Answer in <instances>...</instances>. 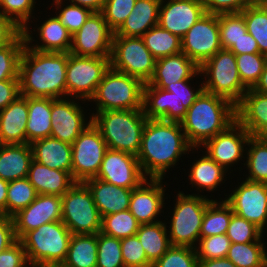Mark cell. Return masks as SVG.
I'll use <instances>...</instances> for the list:
<instances>
[{"label": "cell", "mask_w": 267, "mask_h": 267, "mask_svg": "<svg viewBox=\"0 0 267 267\" xmlns=\"http://www.w3.org/2000/svg\"><path fill=\"white\" fill-rule=\"evenodd\" d=\"M245 179L267 183V137L250 136L245 153Z\"/></svg>", "instance_id": "d590c367"}, {"label": "cell", "mask_w": 267, "mask_h": 267, "mask_svg": "<svg viewBox=\"0 0 267 267\" xmlns=\"http://www.w3.org/2000/svg\"><path fill=\"white\" fill-rule=\"evenodd\" d=\"M114 32L101 12H93L72 35L71 54L86 57H110Z\"/></svg>", "instance_id": "e0dca14e"}, {"label": "cell", "mask_w": 267, "mask_h": 267, "mask_svg": "<svg viewBox=\"0 0 267 267\" xmlns=\"http://www.w3.org/2000/svg\"><path fill=\"white\" fill-rule=\"evenodd\" d=\"M51 6H55V16L73 35L86 22L93 13L90 9L79 5L68 4L64 0H52ZM67 5H66V4ZM65 6V7H64ZM58 10V11H57ZM57 11V12H56Z\"/></svg>", "instance_id": "f6af8a7d"}, {"label": "cell", "mask_w": 267, "mask_h": 267, "mask_svg": "<svg viewBox=\"0 0 267 267\" xmlns=\"http://www.w3.org/2000/svg\"><path fill=\"white\" fill-rule=\"evenodd\" d=\"M141 38L156 60L182 52L181 38L159 24L150 28Z\"/></svg>", "instance_id": "8d00e7d4"}, {"label": "cell", "mask_w": 267, "mask_h": 267, "mask_svg": "<svg viewBox=\"0 0 267 267\" xmlns=\"http://www.w3.org/2000/svg\"><path fill=\"white\" fill-rule=\"evenodd\" d=\"M144 85L141 80L109 67L89 101L96 106L93 113L142 109Z\"/></svg>", "instance_id": "52a82bcc"}, {"label": "cell", "mask_w": 267, "mask_h": 267, "mask_svg": "<svg viewBox=\"0 0 267 267\" xmlns=\"http://www.w3.org/2000/svg\"><path fill=\"white\" fill-rule=\"evenodd\" d=\"M95 178L127 189H135L147 179L135 155L109 148Z\"/></svg>", "instance_id": "ac0fdd59"}, {"label": "cell", "mask_w": 267, "mask_h": 267, "mask_svg": "<svg viewBox=\"0 0 267 267\" xmlns=\"http://www.w3.org/2000/svg\"><path fill=\"white\" fill-rule=\"evenodd\" d=\"M68 3L79 5L90 9L92 12H101L105 3V0H64Z\"/></svg>", "instance_id": "be15d7a7"}, {"label": "cell", "mask_w": 267, "mask_h": 267, "mask_svg": "<svg viewBox=\"0 0 267 267\" xmlns=\"http://www.w3.org/2000/svg\"><path fill=\"white\" fill-rule=\"evenodd\" d=\"M251 4H261L264 0H248Z\"/></svg>", "instance_id": "a7ac6f4b"}, {"label": "cell", "mask_w": 267, "mask_h": 267, "mask_svg": "<svg viewBox=\"0 0 267 267\" xmlns=\"http://www.w3.org/2000/svg\"><path fill=\"white\" fill-rule=\"evenodd\" d=\"M26 252L20 240L0 253V267H29Z\"/></svg>", "instance_id": "6f0895ef"}, {"label": "cell", "mask_w": 267, "mask_h": 267, "mask_svg": "<svg viewBox=\"0 0 267 267\" xmlns=\"http://www.w3.org/2000/svg\"><path fill=\"white\" fill-rule=\"evenodd\" d=\"M241 14L244 16L247 32L259 46V52L267 56V11L261 4H251Z\"/></svg>", "instance_id": "60d3db41"}, {"label": "cell", "mask_w": 267, "mask_h": 267, "mask_svg": "<svg viewBox=\"0 0 267 267\" xmlns=\"http://www.w3.org/2000/svg\"><path fill=\"white\" fill-rule=\"evenodd\" d=\"M72 145V177L84 182L97 176L108 147L100 131L91 122Z\"/></svg>", "instance_id": "7c38bea8"}, {"label": "cell", "mask_w": 267, "mask_h": 267, "mask_svg": "<svg viewBox=\"0 0 267 267\" xmlns=\"http://www.w3.org/2000/svg\"><path fill=\"white\" fill-rule=\"evenodd\" d=\"M194 83L193 78L189 80H182L176 83H171L167 85L164 89L174 93L177 99V122H181L186 116L188 108L195 102L196 98L204 90L203 81L198 83L197 87L193 86L191 82ZM201 84V85H200ZM192 86V87H191Z\"/></svg>", "instance_id": "bcb514c9"}, {"label": "cell", "mask_w": 267, "mask_h": 267, "mask_svg": "<svg viewBox=\"0 0 267 267\" xmlns=\"http://www.w3.org/2000/svg\"><path fill=\"white\" fill-rule=\"evenodd\" d=\"M264 241L231 243L226 258L237 267H267V247Z\"/></svg>", "instance_id": "f35d334b"}, {"label": "cell", "mask_w": 267, "mask_h": 267, "mask_svg": "<svg viewBox=\"0 0 267 267\" xmlns=\"http://www.w3.org/2000/svg\"><path fill=\"white\" fill-rule=\"evenodd\" d=\"M196 249L188 246H171L152 267H197Z\"/></svg>", "instance_id": "816d5d0a"}, {"label": "cell", "mask_w": 267, "mask_h": 267, "mask_svg": "<svg viewBox=\"0 0 267 267\" xmlns=\"http://www.w3.org/2000/svg\"><path fill=\"white\" fill-rule=\"evenodd\" d=\"M9 182L0 178V215L6 216V202Z\"/></svg>", "instance_id": "03108f58"}, {"label": "cell", "mask_w": 267, "mask_h": 267, "mask_svg": "<svg viewBox=\"0 0 267 267\" xmlns=\"http://www.w3.org/2000/svg\"><path fill=\"white\" fill-rule=\"evenodd\" d=\"M51 124V98L28 97L26 143L50 137Z\"/></svg>", "instance_id": "d6a6232c"}, {"label": "cell", "mask_w": 267, "mask_h": 267, "mask_svg": "<svg viewBox=\"0 0 267 267\" xmlns=\"http://www.w3.org/2000/svg\"><path fill=\"white\" fill-rule=\"evenodd\" d=\"M197 267H237L232 261L224 258L198 260Z\"/></svg>", "instance_id": "e7e4bbea"}, {"label": "cell", "mask_w": 267, "mask_h": 267, "mask_svg": "<svg viewBox=\"0 0 267 267\" xmlns=\"http://www.w3.org/2000/svg\"><path fill=\"white\" fill-rule=\"evenodd\" d=\"M25 46L21 32L10 44L0 48V81L19 79V63Z\"/></svg>", "instance_id": "7bdbcfd3"}, {"label": "cell", "mask_w": 267, "mask_h": 267, "mask_svg": "<svg viewBox=\"0 0 267 267\" xmlns=\"http://www.w3.org/2000/svg\"><path fill=\"white\" fill-rule=\"evenodd\" d=\"M236 120L251 136H267V94L249 88L236 105Z\"/></svg>", "instance_id": "cb8c5ba5"}, {"label": "cell", "mask_w": 267, "mask_h": 267, "mask_svg": "<svg viewBox=\"0 0 267 267\" xmlns=\"http://www.w3.org/2000/svg\"><path fill=\"white\" fill-rule=\"evenodd\" d=\"M161 0H136L132 12L113 36L142 37L158 24Z\"/></svg>", "instance_id": "f546056e"}, {"label": "cell", "mask_w": 267, "mask_h": 267, "mask_svg": "<svg viewBox=\"0 0 267 267\" xmlns=\"http://www.w3.org/2000/svg\"><path fill=\"white\" fill-rule=\"evenodd\" d=\"M226 235L231 243H250L266 240L260 228L235 213L232 214Z\"/></svg>", "instance_id": "f907efd6"}, {"label": "cell", "mask_w": 267, "mask_h": 267, "mask_svg": "<svg viewBox=\"0 0 267 267\" xmlns=\"http://www.w3.org/2000/svg\"><path fill=\"white\" fill-rule=\"evenodd\" d=\"M229 50L235 55L260 53L258 43L248 32L239 41L235 42Z\"/></svg>", "instance_id": "6125c7cd"}, {"label": "cell", "mask_w": 267, "mask_h": 267, "mask_svg": "<svg viewBox=\"0 0 267 267\" xmlns=\"http://www.w3.org/2000/svg\"><path fill=\"white\" fill-rule=\"evenodd\" d=\"M163 180L147 178L139 187L132 189L129 211L140 224L155 223L160 221L159 217H163L162 209L167 204L165 199H168L165 196L168 183Z\"/></svg>", "instance_id": "ffe728a7"}, {"label": "cell", "mask_w": 267, "mask_h": 267, "mask_svg": "<svg viewBox=\"0 0 267 267\" xmlns=\"http://www.w3.org/2000/svg\"><path fill=\"white\" fill-rule=\"evenodd\" d=\"M218 24L222 49L229 50L247 33L244 16L241 13L219 14Z\"/></svg>", "instance_id": "ee69618b"}, {"label": "cell", "mask_w": 267, "mask_h": 267, "mask_svg": "<svg viewBox=\"0 0 267 267\" xmlns=\"http://www.w3.org/2000/svg\"><path fill=\"white\" fill-rule=\"evenodd\" d=\"M198 149L187 141L181 123L147 119L136 157L147 178L165 179L168 178L166 173L179 164L183 155L191 151L194 154L196 150L199 152Z\"/></svg>", "instance_id": "6da1fadb"}, {"label": "cell", "mask_w": 267, "mask_h": 267, "mask_svg": "<svg viewBox=\"0 0 267 267\" xmlns=\"http://www.w3.org/2000/svg\"><path fill=\"white\" fill-rule=\"evenodd\" d=\"M261 5L265 8V10L267 11V0H264Z\"/></svg>", "instance_id": "89a4df30"}, {"label": "cell", "mask_w": 267, "mask_h": 267, "mask_svg": "<svg viewBox=\"0 0 267 267\" xmlns=\"http://www.w3.org/2000/svg\"><path fill=\"white\" fill-rule=\"evenodd\" d=\"M37 0H0V12L10 18L22 30L34 23V11ZM33 15V16H32ZM33 19V21L31 20Z\"/></svg>", "instance_id": "681fc988"}, {"label": "cell", "mask_w": 267, "mask_h": 267, "mask_svg": "<svg viewBox=\"0 0 267 267\" xmlns=\"http://www.w3.org/2000/svg\"><path fill=\"white\" fill-rule=\"evenodd\" d=\"M142 109L147 119L177 122V99L174 93L149 83L144 85Z\"/></svg>", "instance_id": "1f68e13d"}, {"label": "cell", "mask_w": 267, "mask_h": 267, "mask_svg": "<svg viewBox=\"0 0 267 267\" xmlns=\"http://www.w3.org/2000/svg\"><path fill=\"white\" fill-rule=\"evenodd\" d=\"M166 226L165 220L140 224L136 233L152 265L172 246Z\"/></svg>", "instance_id": "e575fe53"}, {"label": "cell", "mask_w": 267, "mask_h": 267, "mask_svg": "<svg viewBox=\"0 0 267 267\" xmlns=\"http://www.w3.org/2000/svg\"><path fill=\"white\" fill-rule=\"evenodd\" d=\"M91 118L109 149L137 156L147 122L143 109L101 111Z\"/></svg>", "instance_id": "277c9868"}, {"label": "cell", "mask_w": 267, "mask_h": 267, "mask_svg": "<svg viewBox=\"0 0 267 267\" xmlns=\"http://www.w3.org/2000/svg\"><path fill=\"white\" fill-rule=\"evenodd\" d=\"M223 199L219 198L218 201L216 198L208 204L203 217L200 238L227 233L233 210Z\"/></svg>", "instance_id": "74e56055"}, {"label": "cell", "mask_w": 267, "mask_h": 267, "mask_svg": "<svg viewBox=\"0 0 267 267\" xmlns=\"http://www.w3.org/2000/svg\"><path fill=\"white\" fill-rule=\"evenodd\" d=\"M71 236L60 220L27 232L20 241L31 266L59 267L66 258Z\"/></svg>", "instance_id": "8992f818"}, {"label": "cell", "mask_w": 267, "mask_h": 267, "mask_svg": "<svg viewBox=\"0 0 267 267\" xmlns=\"http://www.w3.org/2000/svg\"><path fill=\"white\" fill-rule=\"evenodd\" d=\"M71 234H97L102 217L91 191L83 182H76L62 196V219Z\"/></svg>", "instance_id": "9c48e42d"}, {"label": "cell", "mask_w": 267, "mask_h": 267, "mask_svg": "<svg viewBox=\"0 0 267 267\" xmlns=\"http://www.w3.org/2000/svg\"><path fill=\"white\" fill-rule=\"evenodd\" d=\"M80 101H83L82 104L87 102L71 97L51 98L50 137L72 144L92 122L91 115L87 116V112H84V106L82 107V104L79 103Z\"/></svg>", "instance_id": "9a60e30c"}, {"label": "cell", "mask_w": 267, "mask_h": 267, "mask_svg": "<svg viewBox=\"0 0 267 267\" xmlns=\"http://www.w3.org/2000/svg\"><path fill=\"white\" fill-rule=\"evenodd\" d=\"M236 56L238 73L242 83L249 89L259 80L267 62V56L261 53H243Z\"/></svg>", "instance_id": "c3c4849f"}, {"label": "cell", "mask_w": 267, "mask_h": 267, "mask_svg": "<svg viewBox=\"0 0 267 267\" xmlns=\"http://www.w3.org/2000/svg\"><path fill=\"white\" fill-rule=\"evenodd\" d=\"M19 95V79H7L0 81V112Z\"/></svg>", "instance_id": "680465c9"}, {"label": "cell", "mask_w": 267, "mask_h": 267, "mask_svg": "<svg viewBox=\"0 0 267 267\" xmlns=\"http://www.w3.org/2000/svg\"><path fill=\"white\" fill-rule=\"evenodd\" d=\"M205 14L202 0H161L158 24L182 38Z\"/></svg>", "instance_id": "44dd1931"}, {"label": "cell", "mask_w": 267, "mask_h": 267, "mask_svg": "<svg viewBox=\"0 0 267 267\" xmlns=\"http://www.w3.org/2000/svg\"><path fill=\"white\" fill-rule=\"evenodd\" d=\"M28 97L19 95L0 112V140L2 144L26 143Z\"/></svg>", "instance_id": "484cf974"}, {"label": "cell", "mask_w": 267, "mask_h": 267, "mask_svg": "<svg viewBox=\"0 0 267 267\" xmlns=\"http://www.w3.org/2000/svg\"><path fill=\"white\" fill-rule=\"evenodd\" d=\"M38 193L30 181L25 178L9 181L6 202V216L12 217L19 210L26 208Z\"/></svg>", "instance_id": "b9f144b4"}, {"label": "cell", "mask_w": 267, "mask_h": 267, "mask_svg": "<svg viewBox=\"0 0 267 267\" xmlns=\"http://www.w3.org/2000/svg\"><path fill=\"white\" fill-rule=\"evenodd\" d=\"M21 32V28L0 12V48L10 44Z\"/></svg>", "instance_id": "94428289"}, {"label": "cell", "mask_w": 267, "mask_h": 267, "mask_svg": "<svg viewBox=\"0 0 267 267\" xmlns=\"http://www.w3.org/2000/svg\"><path fill=\"white\" fill-rule=\"evenodd\" d=\"M121 251L125 267H152L137 235L121 239Z\"/></svg>", "instance_id": "11a10c76"}, {"label": "cell", "mask_w": 267, "mask_h": 267, "mask_svg": "<svg viewBox=\"0 0 267 267\" xmlns=\"http://www.w3.org/2000/svg\"><path fill=\"white\" fill-rule=\"evenodd\" d=\"M210 197V198H209ZM185 194L179 191L176 194V200L173 208L170 209V220L165 224L170 243L173 246H188L196 248L203 222L204 213L208 204L213 200L211 196ZM173 210V211H172Z\"/></svg>", "instance_id": "5b68a950"}, {"label": "cell", "mask_w": 267, "mask_h": 267, "mask_svg": "<svg viewBox=\"0 0 267 267\" xmlns=\"http://www.w3.org/2000/svg\"><path fill=\"white\" fill-rule=\"evenodd\" d=\"M52 16V17H50ZM49 17V18H48ZM44 22L34 25L35 29L30 28L31 24H28L23 30L25 44L34 50L41 52H70L72 46V34L68 29L59 21L54 15H48ZM37 26V27H36ZM32 30L36 34L38 39H35ZM34 38V39H33ZM35 41V43H33ZM36 44V45H35Z\"/></svg>", "instance_id": "7402d4cb"}, {"label": "cell", "mask_w": 267, "mask_h": 267, "mask_svg": "<svg viewBox=\"0 0 267 267\" xmlns=\"http://www.w3.org/2000/svg\"><path fill=\"white\" fill-rule=\"evenodd\" d=\"M237 182L224 200L231 206L233 213L254 223L263 231L267 230V183L245 179ZM233 190V191H232Z\"/></svg>", "instance_id": "4fadbf2b"}, {"label": "cell", "mask_w": 267, "mask_h": 267, "mask_svg": "<svg viewBox=\"0 0 267 267\" xmlns=\"http://www.w3.org/2000/svg\"><path fill=\"white\" fill-rule=\"evenodd\" d=\"M204 91L221 96L235 106L248 88L242 83L236 64V56L227 49L219 50L200 66ZM205 80V81H204Z\"/></svg>", "instance_id": "ba28073f"}, {"label": "cell", "mask_w": 267, "mask_h": 267, "mask_svg": "<svg viewBox=\"0 0 267 267\" xmlns=\"http://www.w3.org/2000/svg\"><path fill=\"white\" fill-rule=\"evenodd\" d=\"M27 179L38 194L63 196L75 183L69 172L50 169L32 159Z\"/></svg>", "instance_id": "4316f807"}, {"label": "cell", "mask_w": 267, "mask_h": 267, "mask_svg": "<svg viewBox=\"0 0 267 267\" xmlns=\"http://www.w3.org/2000/svg\"><path fill=\"white\" fill-rule=\"evenodd\" d=\"M135 3L136 0H105L101 13L114 33L125 22Z\"/></svg>", "instance_id": "db71d44e"}, {"label": "cell", "mask_w": 267, "mask_h": 267, "mask_svg": "<svg viewBox=\"0 0 267 267\" xmlns=\"http://www.w3.org/2000/svg\"><path fill=\"white\" fill-rule=\"evenodd\" d=\"M253 91H257L263 94H267V62L264 66L263 72L259 77V80L251 88Z\"/></svg>", "instance_id": "003e7915"}, {"label": "cell", "mask_w": 267, "mask_h": 267, "mask_svg": "<svg viewBox=\"0 0 267 267\" xmlns=\"http://www.w3.org/2000/svg\"><path fill=\"white\" fill-rule=\"evenodd\" d=\"M236 121V106L229 100L202 91L180 122L193 148L201 146Z\"/></svg>", "instance_id": "3957f363"}, {"label": "cell", "mask_w": 267, "mask_h": 267, "mask_svg": "<svg viewBox=\"0 0 267 267\" xmlns=\"http://www.w3.org/2000/svg\"><path fill=\"white\" fill-rule=\"evenodd\" d=\"M250 136V133L236 120L226 130L206 141L200 151L205 152L231 174L234 165H237L238 169V163L242 161L241 165L244 166L246 146Z\"/></svg>", "instance_id": "5bb4252c"}, {"label": "cell", "mask_w": 267, "mask_h": 267, "mask_svg": "<svg viewBox=\"0 0 267 267\" xmlns=\"http://www.w3.org/2000/svg\"><path fill=\"white\" fill-rule=\"evenodd\" d=\"M12 219L16 238L20 240L27 232L62 219V197L38 194L31 204L19 210Z\"/></svg>", "instance_id": "d6986e66"}, {"label": "cell", "mask_w": 267, "mask_h": 267, "mask_svg": "<svg viewBox=\"0 0 267 267\" xmlns=\"http://www.w3.org/2000/svg\"><path fill=\"white\" fill-rule=\"evenodd\" d=\"M182 53L199 67L222 49L218 15L206 13L181 38Z\"/></svg>", "instance_id": "2e32d148"}, {"label": "cell", "mask_w": 267, "mask_h": 267, "mask_svg": "<svg viewBox=\"0 0 267 267\" xmlns=\"http://www.w3.org/2000/svg\"><path fill=\"white\" fill-rule=\"evenodd\" d=\"M156 59L141 37L113 36L110 67L148 83L155 71Z\"/></svg>", "instance_id": "30bf717a"}, {"label": "cell", "mask_w": 267, "mask_h": 267, "mask_svg": "<svg viewBox=\"0 0 267 267\" xmlns=\"http://www.w3.org/2000/svg\"><path fill=\"white\" fill-rule=\"evenodd\" d=\"M97 234H72L67 255L59 267H96Z\"/></svg>", "instance_id": "836d02e7"}, {"label": "cell", "mask_w": 267, "mask_h": 267, "mask_svg": "<svg viewBox=\"0 0 267 267\" xmlns=\"http://www.w3.org/2000/svg\"><path fill=\"white\" fill-rule=\"evenodd\" d=\"M17 241L12 217L0 215V253Z\"/></svg>", "instance_id": "91938a15"}, {"label": "cell", "mask_w": 267, "mask_h": 267, "mask_svg": "<svg viewBox=\"0 0 267 267\" xmlns=\"http://www.w3.org/2000/svg\"><path fill=\"white\" fill-rule=\"evenodd\" d=\"M32 159L30 144H2L0 178L9 182L27 177Z\"/></svg>", "instance_id": "4dcf8cb0"}, {"label": "cell", "mask_w": 267, "mask_h": 267, "mask_svg": "<svg viewBox=\"0 0 267 267\" xmlns=\"http://www.w3.org/2000/svg\"><path fill=\"white\" fill-rule=\"evenodd\" d=\"M190 165V171L188 170V181L193 188L195 187L196 192L193 195H201L204 191L215 192L221 187L222 184L227 180V175H230L221 165H218L212 160L205 152L197 160ZM219 186V187H218ZM215 190V191H214Z\"/></svg>", "instance_id": "83f0119b"}, {"label": "cell", "mask_w": 267, "mask_h": 267, "mask_svg": "<svg viewBox=\"0 0 267 267\" xmlns=\"http://www.w3.org/2000/svg\"><path fill=\"white\" fill-rule=\"evenodd\" d=\"M33 160L50 169L62 170L72 175V145L52 137L30 144Z\"/></svg>", "instance_id": "f1b7e54d"}, {"label": "cell", "mask_w": 267, "mask_h": 267, "mask_svg": "<svg viewBox=\"0 0 267 267\" xmlns=\"http://www.w3.org/2000/svg\"><path fill=\"white\" fill-rule=\"evenodd\" d=\"M139 226L140 223L128 209L103 216L100 232L110 237L123 239L136 235Z\"/></svg>", "instance_id": "ab89813d"}, {"label": "cell", "mask_w": 267, "mask_h": 267, "mask_svg": "<svg viewBox=\"0 0 267 267\" xmlns=\"http://www.w3.org/2000/svg\"><path fill=\"white\" fill-rule=\"evenodd\" d=\"M68 52H41L26 44L19 63L20 95L33 98L67 97Z\"/></svg>", "instance_id": "7a4b0ae2"}, {"label": "cell", "mask_w": 267, "mask_h": 267, "mask_svg": "<svg viewBox=\"0 0 267 267\" xmlns=\"http://www.w3.org/2000/svg\"><path fill=\"white\" fill-rule=\"evenodd\" d=\"M110 67V57L77 56L68 52L67 97L89 102Z\"/></svg>", "instance_id": "8fae6325"}, {"label": "cell", "mask_w": 267, "mask_h": 267, "mask_svg": "<svg viewBox=\"0 0 267 267\" xmlns=\"http://www.w3.org/2000/svg\"><path fill=\"white\" fill-rule=\"evenodd\" d=\"M231 241L226 234L200 238L196 246L198 260L224 258L227 256Z\"/></svg>", "instance_id": "f5cc1de1"}, {"label": "cell", "mask_w": 267, "mask_h": 267, "mask_svg": "<svg viewBox=\"0 0 267 267\" xmlns=\"http://www.w3.org/2000/svg\"><path fill=\"white\" fill-rule=\"evenodd\" d=\"M206 13L229 14L241 13L251 3L248 0H202Z\"/></svg>", "instance_id": "9f6ffc18"}, {"label": "cell", "mask_w": 267, "mask_h": 267, "mask_svg": "<svg viewBox=\"0 0 267 267\" xmlns=\"http://www.w3.org/2000/svg\"><path fill=\"white\" fill-rule=\"evenodd\" d=\"M200 77V67L181 52L157 59L153 77L148 83L151 86L164 89L171 83Z\"/></svg>", "instance_id": "603a6c76"}, {"label": "cell", "mask_w": 267, "mask_h": 267, "mask_svg": "<svg viewBox=\"0 0 267 267\" xmlns=\"http://www.w3.org/2000/svg\"><path fill=\"white\" fill-rule=\"evenodd\" d=\"M83 183L91 191L101 217L129 209L132 189L118 187L95 177Z\"/></svg>", "instance_id": "d4e9b609"}, {"label": "cell", "mask_w": 267, "mask_h": 267, "mask_svg": "<svg viewBox=\"0 0 267 267\" xmlns=\"http://www.w3.org/2000/svg\"><path fill=\"white\" fill-rule=\"evenodd\" d=\"M96 267H125L121 251V239L97 233Z\"/></svg>", "instance_id": "7dc6e473"}]
</instances>
